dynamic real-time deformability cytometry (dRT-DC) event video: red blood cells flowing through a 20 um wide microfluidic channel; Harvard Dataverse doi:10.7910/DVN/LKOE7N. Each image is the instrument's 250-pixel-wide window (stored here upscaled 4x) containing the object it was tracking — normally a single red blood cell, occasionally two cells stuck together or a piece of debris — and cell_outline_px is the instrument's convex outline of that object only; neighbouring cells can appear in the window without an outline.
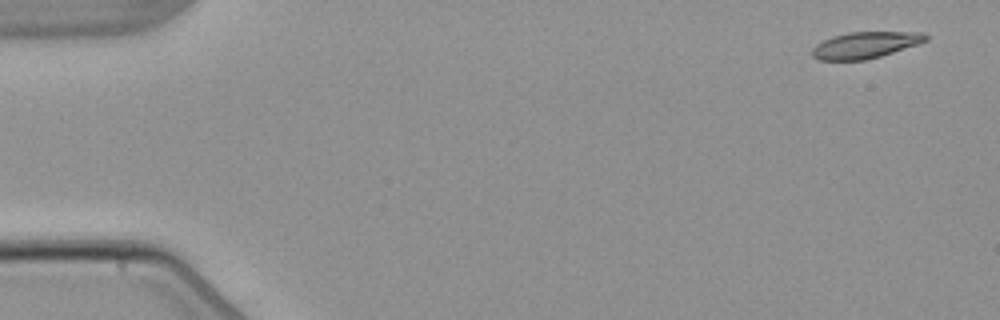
{"species": "common noctule bat (a hibernating species)", "species_latin": "Nyctalus noctula", "temperature_condition": "warm", "stored_images_in_passage": 8, "camera_frame_rate_fps": 3000, "um_per_image_px": 0.085, "animal": {"sex": "male", "body_mass_g": 21.5, "forearm_length_mm": 52.0}, "frame": {"image": 1, "passage_image": 1, "time_ms": 0.0, "image_size_px": [1000, 320], "cell_outline_px": [[928, 40], [880, 56], [864, 60], [820, 60], [812, 56], [812, 48], [816, 44], [832, 36], [848, 32], [924, 32], [928, 36]], "centroid_in_image_um": [73.52, 3.82], "position_along_channel_um": 11.5, "area_um2": 17.34}}
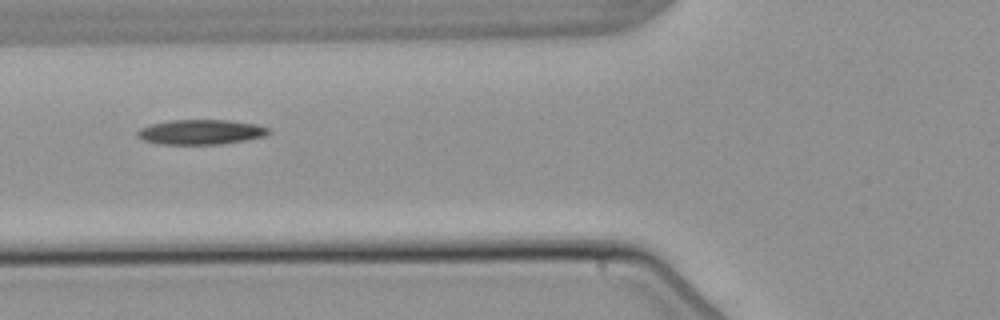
{"frame": {"image": 2, "passage_image": 5, "time_ms": 6.0, "image_size_px": [1000, 320], "cell_outline_px": [[272, 132], [264, 136], [248, 140], [220, 144], [160, 144], [144, 140], [136, 136], [136, 132], [140, 128], [152, 124], [168, 120], [228, 120], [256, 124], [268, 128]], "centroid_in_image_um": [17.08, 11.22], "position_along_channel_um": 108.7, "area_um2": 19.07}}
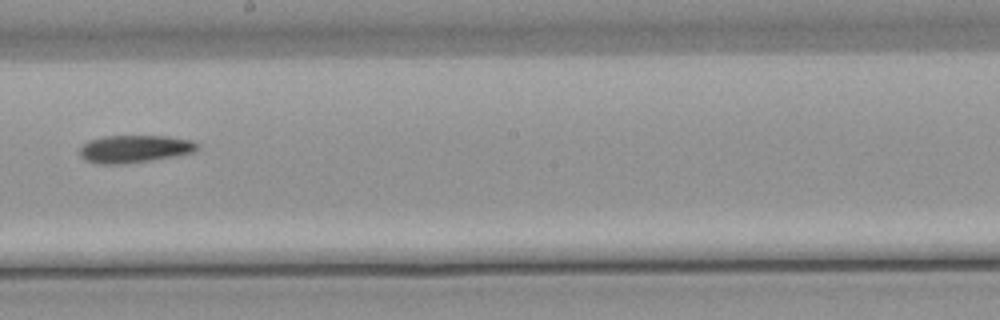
{"frame": {"image": 3, "passage_image": 8, "time_ms": 9.333, "image_size_px": [1000, 320], "cell_outline_px": [[200, 148], [192, 152], [176, 156], [120, 164], [100, 164], [84, 160], [80, 156], [80, 148], [88, 140], [104, 136], [168, 136], [192, 140], [200, 144]], "centroid_in_image_um": [11.45, 12.64], "position_along_channel_um": 236.8, "area_um2": 18.9}}